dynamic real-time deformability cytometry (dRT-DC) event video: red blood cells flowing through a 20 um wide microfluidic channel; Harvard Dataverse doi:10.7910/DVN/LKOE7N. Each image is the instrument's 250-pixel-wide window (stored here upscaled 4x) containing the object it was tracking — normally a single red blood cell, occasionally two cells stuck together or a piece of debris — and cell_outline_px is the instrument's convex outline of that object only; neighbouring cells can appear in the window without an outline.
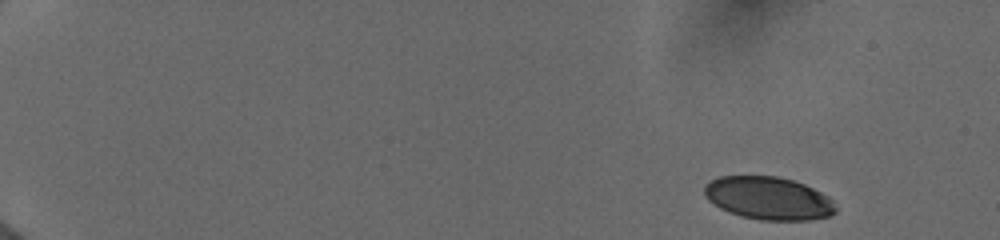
{"species": "human", "species_latin": "Homo sapiens", "temperature_condition": "cold", "stored_images_in_passage": 79, "camera_frame_rate_fps": 3000, "um_per_image_px": 0.085, "donor": {"sex": "female"}, "frame": {"image": 1, "passage_image": 1, "time_ms": 0.0, "image_size_px": [1000, 240], "cell_outline_px": [[836, 212], [828, 216], [808, 220], [760, 220], [740, 216], [720, 208], [708, 200], [704, 196], [704, 188], [712, 180], [720, 176], [776, 176], [792, 180], [804, 184], [828, 196], [832, 200], [836, 208]], "centroid_in_image_um": [65.32, 16.85], "position_along_channel_um": 19.7, "area_um2": 32.66}}
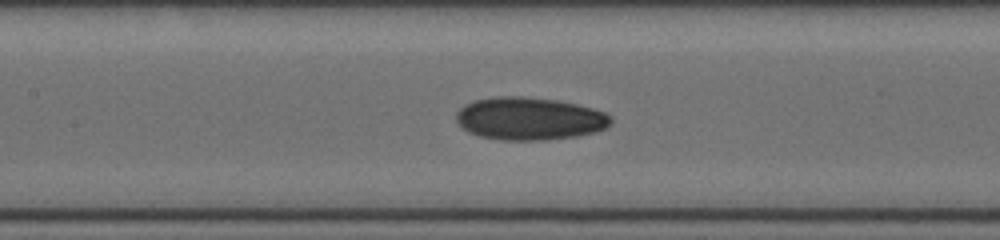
{"frame": {"image": 2, "passage_image": 44, "time_ms": 7.667, "image_size_px": [1000, 240], "cell_outline_px": [[612, 124], [596, 132], [576, 136], [544, 140], [500, 140], [480, 136], [468, 132], [456, 120], [456, 112], [464, 104], [476, 100], [496, 96], [520, 96], [556, 100], [576, 104], [592, 108], [604, 112], [612, 116]], "centroid_in_image_um": [45.01, 10.08], "position_along_channel_um": 162.4, "area_um2": 38.55}}
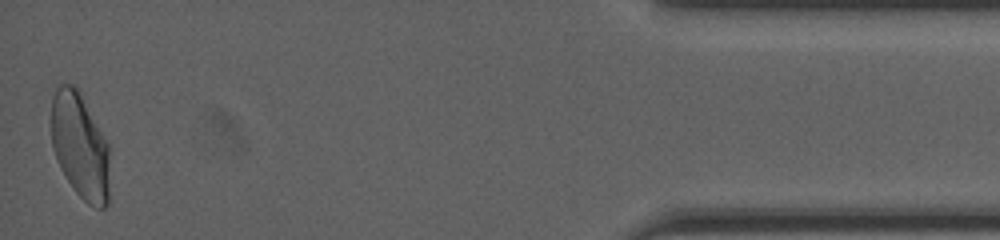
{"frame": {"image": 3, "passage_image": 78, "time_ms": 16.0, "image_size_px": [1000, 240], "cell_outline_px": [[108, 204], [104, 208], [96, 208], [88, 204], [72, 188], [60, 168], [56, 160], [52, 148], [52, 96], [56, 88], [60, 84], [72, 84], [80, 92], [108, 144]], "centroid_in_image_um": [6.79, 12.42], "position_along_channel_um": 428.4, "area_um2": 35.78}, "authors_computed_cell_mechanics": {"area_um2": 36.1828, "velocity_mm_per_s": 3.982, "shape_relaxation_time_tau1_ms": 6.7593, "shape_relaxation_time_tau2_ms": 2.4176, "deformation_change_tau1": 0.1648, "deformation_change_tau2": 0.0739}}